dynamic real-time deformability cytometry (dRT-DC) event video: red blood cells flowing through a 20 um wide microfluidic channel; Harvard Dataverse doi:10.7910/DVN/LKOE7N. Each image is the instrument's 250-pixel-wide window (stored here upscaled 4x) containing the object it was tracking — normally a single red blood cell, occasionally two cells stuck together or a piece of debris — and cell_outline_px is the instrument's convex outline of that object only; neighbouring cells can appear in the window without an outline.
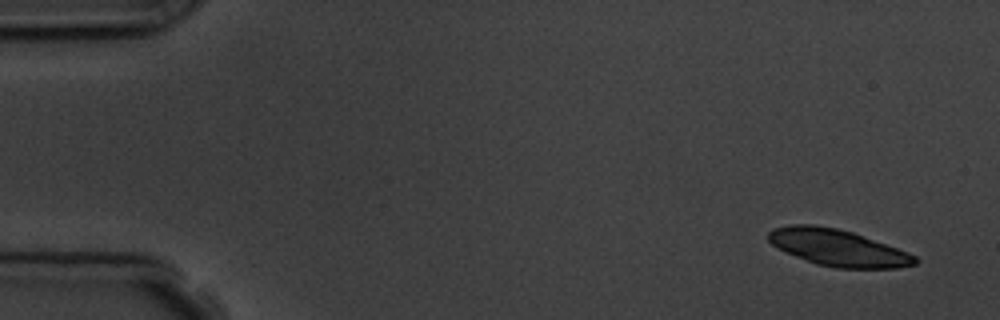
{"species": "common noctule bat (a hibernating species)", "species_latin": "Nyctalus noctula", "temperature_condition": "room temperature", "stored_images_in_passage": 5, "camera_frame_rate_fps": 3000, "um_per_image_px": 0.085, "animal": {"sex": "male", "body_mass_g": 19.5, "forearm_length_mm": 54.6}, "frame": {"image": 1, "passage_image": 1, "time_ms": 0.0, "image_size_px": [1000, 320], "cell_outline_px": [[920, 260], [916, 264], [896, 268], [836, 268], [816, 264], [796, 256], [772, 244], [768, 240], [768, 232], [772, 228], [792, 224], [816, 224], [836, 228], [852, 232], [908, 252], [916, 256]], "centroid_in_image_um": [71.23, 21.05], "position_along_channel_um": 13.8, "area_um2": 31.1}}